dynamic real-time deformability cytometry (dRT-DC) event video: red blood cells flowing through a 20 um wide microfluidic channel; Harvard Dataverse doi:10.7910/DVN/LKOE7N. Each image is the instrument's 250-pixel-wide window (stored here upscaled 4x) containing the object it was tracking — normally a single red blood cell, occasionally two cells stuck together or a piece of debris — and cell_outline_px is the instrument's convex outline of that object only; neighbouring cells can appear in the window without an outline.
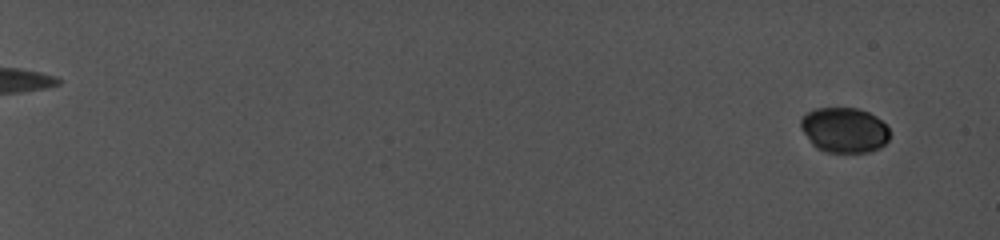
{"species": "common noctule bat (a hibernating species)", "species_latin": "Nyctalus noctula", "temperature_condition": "cold", "stored_images_in_passage": 13, "camera_frame_rate_fps": 5000, "um_per_image_px": 0.085, "animal": {"sex": "female", "body_mass_g": 19.0, "forearm_length_mm": 56.7}, "frame": {"image": 1, "passage_image": 2, "time_ms": 0.8, "image_size_px": [1000, 240], "cell_outline_px": [[888, 140], [880, 148], [868, 152], [828, 152], [816, 148], [812, 144], [800, 128], [800, 120], [808, 112], [816, 108], [856, 108], [868, 112], [876, 116], [888, 128]], "centroid_in_image_um": [71.74, 11.05], "position_along_channel_um": 13.3, "area_um2": 23.29}}